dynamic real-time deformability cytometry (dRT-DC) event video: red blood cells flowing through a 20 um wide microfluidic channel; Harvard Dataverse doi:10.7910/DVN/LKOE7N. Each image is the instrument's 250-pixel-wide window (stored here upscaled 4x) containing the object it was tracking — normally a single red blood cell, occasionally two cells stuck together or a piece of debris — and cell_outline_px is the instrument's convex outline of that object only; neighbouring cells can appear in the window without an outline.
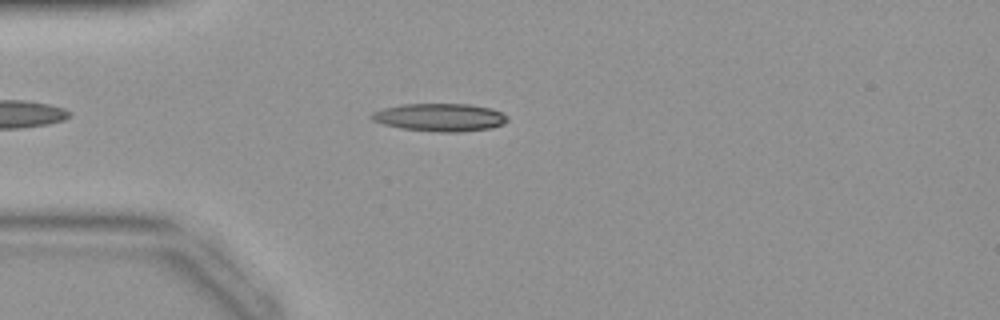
{"species": "common noctule bat (a hibernating species)", "species_latin": "Nyctalus noctula", "temperature_condition": "warm", "stored_images_in_passage": 34, "camera_frame_rate_fps": 3000, "um_per_image_px": 0.085, "animal": {"sex": "female", "body_mass_g": 19.9}, "frame": {"image": 1, "passage_image": 5, "time_ms": 1.333, "image_size_px": [1000, 320], "cell_outline_px": [[508, 120], [504, 124], [492, 128], [460, 132], [436, 132], [400, 128], [384, 124], [372, 120], [368, 116], [372, 112], [384, 108], [400, 104], [468, 104], [492, 108], [508, 116]], "centroid_in_image_um": [37.39, 9.98], "position_along_channel_um": 47.6, "area_um2": 22.25}}
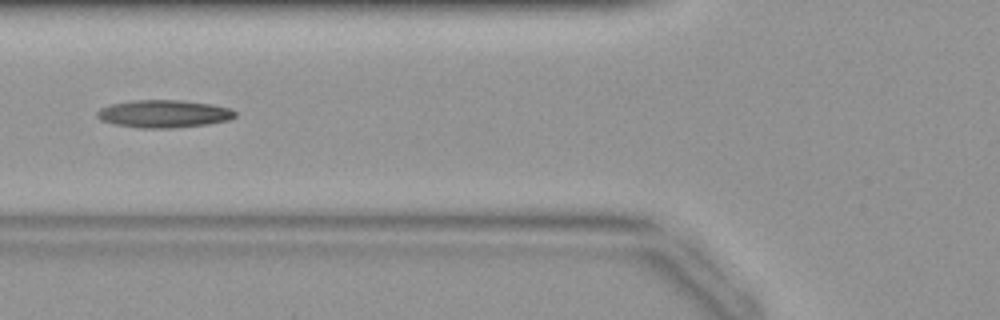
{"frame": {"image": 2, "passage_image": 10, "time_ms": 3.0, "image_size_px": [1000, 320], "cell_outline_px": [[236, 116], [228, 120], [208, 124], [168, 128], [140, 128], [112, 124], [100, 120], [96, 116], [96, 112], [100, 108], [112, 104], [132, 100], [180, 100], [212, 104], [232, 108], [236, 112]], "centroid_in_image_um": [13.91, 9.67], "position_along_channel_um": 111.9, "area_um2": 22.37}}
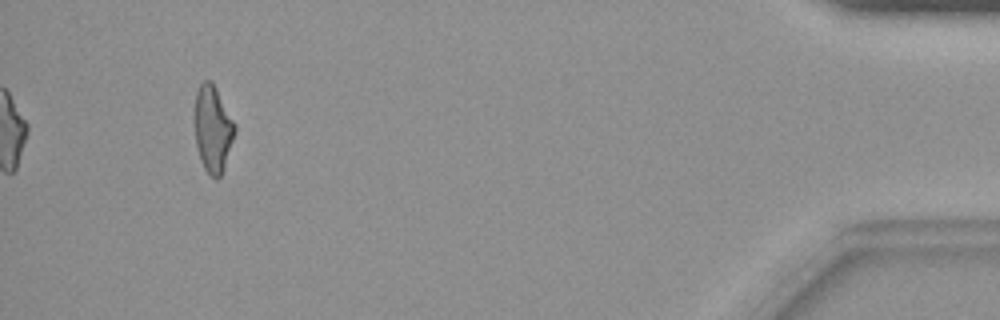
{"frame": {"image": 3, "passage_image": 34, "time_ms": 11.0, "image_size_px": [1000, 320], "cell_outline_px": [[236, 132], [220, 176], [216, 180], [204, 168], [200, 160], [196, 144], [196, 92], [200, 84], [204, 80], [212, 80], [236, 124]], "centroid_in_image_um": [18.11, 10.93], "position_along_channel_um": 417.1, "area_um2": 19.94}}